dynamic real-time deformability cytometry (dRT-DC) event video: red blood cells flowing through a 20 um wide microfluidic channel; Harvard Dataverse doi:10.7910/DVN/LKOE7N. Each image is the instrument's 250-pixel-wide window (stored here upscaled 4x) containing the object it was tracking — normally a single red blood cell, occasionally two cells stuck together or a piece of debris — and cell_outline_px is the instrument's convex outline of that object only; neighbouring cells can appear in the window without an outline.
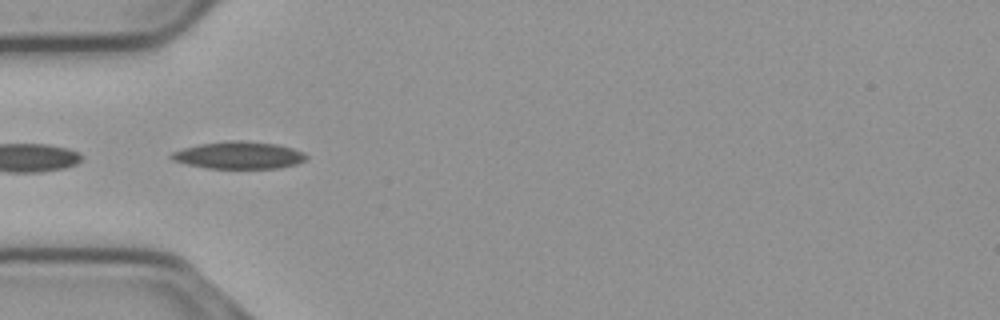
{"species": "common noctule bat (a hibernating species)", "species_latin": "Nyctalus noctula", "temperature_condition": "cold", "stored_images_in_passage": 31, "camera_frame_rate_fps": 3000, "um_per_image_px": 0.085, "animal": {"sex": "male", "body_mass_g": 23.1, "forearm_length_mm": 52.7}, "frame": {"image": 1, "passage_image": 17, "time_ms": 5.333, "image_size_px": [1000, 320], "cell_outline_px": [[308, 156], [304, 160], [296, 164], [280, 168], [208, 168], [188, 164], [172, 160], [168, 156], [172, 152], [184, 148], [200, 144], [228, 140], [240, 140], [276, 144], [292, 148], [304, 152]], "centroid_in_image_um": [20.3, 13.19], "position_along_channel_um": 64.7, "area_um2": 21.33}}
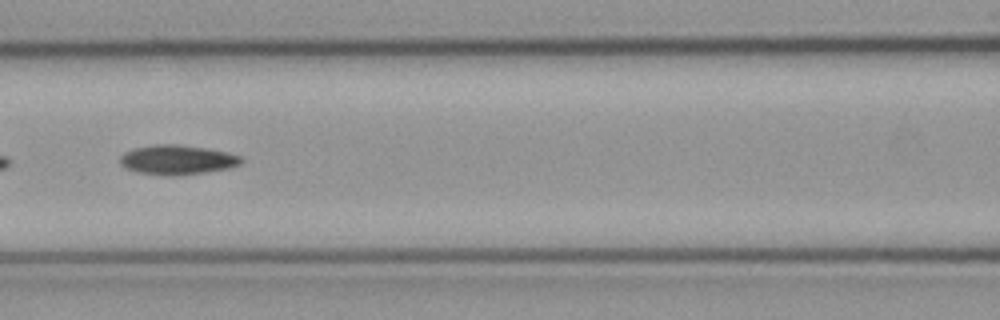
{"frame": {"image": 2, "passage_image": 24, "time_ms": 7.667, "image_size_px": [1000, 320], "cell_outline_px": [[244, 160], [240, 164], [228, 168], [204, 172], [172, 176], [168, 176], [136, 172], [120, 164], [120, 156], [124, 152], [136, 148], [156, 144], [172, 144], [208, 148], [228, 152], [240, 156]], "centroid_in_image_um": [15.07, 13.58], "position_along_channel_um": 151.5, "area_um2": 20.75}}
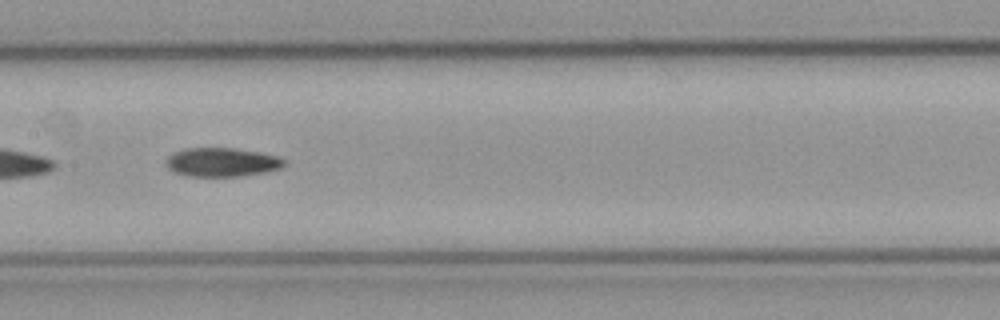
{"frame": {"image": 3, "passage_image": 27, "time_ms": 8.667, "image_size_px": [1000, 320], "cell_outline_px": [[284, 164], [280, 168], [264, 172], [240, 176], [188, 176], [172, 172], [168, 168], [168, 156], [184, 148], [236, 148], [260, 152], [276, 156], [284, 160]], "centroid_in_image_um": [18.85, 13.78], "position_along_channel_um": 188.6, "area_um2": 19.65}}